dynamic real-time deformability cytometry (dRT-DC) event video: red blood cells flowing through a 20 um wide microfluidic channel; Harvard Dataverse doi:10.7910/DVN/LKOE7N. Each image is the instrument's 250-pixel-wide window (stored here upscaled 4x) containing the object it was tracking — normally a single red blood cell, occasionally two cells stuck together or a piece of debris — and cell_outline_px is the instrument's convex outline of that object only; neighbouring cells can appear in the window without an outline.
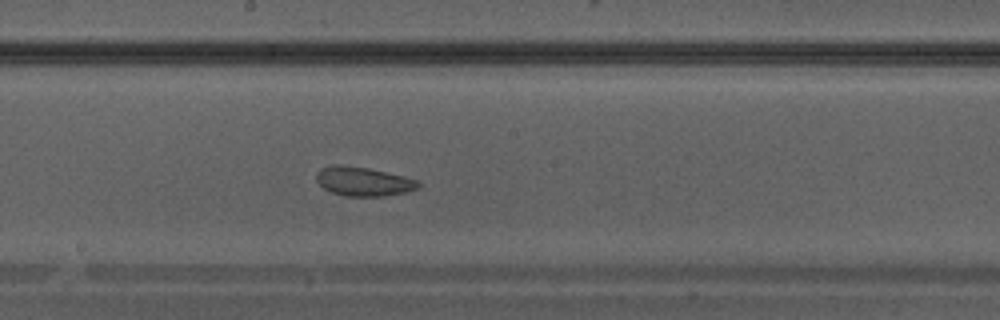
{"species": "Egyptian fruit bat (a non-hibernating species)", "species_latin": "Rousettus aegyptiacus", "temperature_condition": "warm", "stored_images_in_passage": 21, "camera_frame_rate_fps": 3000, "um_per_image_px": 0.085, "animal": {"sex": "male"}, "frame": {"image": 1, "passage_image": 20, "time_ms": 6.333, "image_size_px": [1000, 320], "cell_outline_px": [[420, 188], [404, 192], [384, 196], [344, 196], [332, 192], [324, 188], [316, 180], [316, 172], [320, 168], [332, 164], [340, 164], [368, 168], [404, 176], [420, 180]], "centroid_in_image_um": [30.88, 15.41], "position_along_channel_um": 217.3, "area_um2": 17.4}}